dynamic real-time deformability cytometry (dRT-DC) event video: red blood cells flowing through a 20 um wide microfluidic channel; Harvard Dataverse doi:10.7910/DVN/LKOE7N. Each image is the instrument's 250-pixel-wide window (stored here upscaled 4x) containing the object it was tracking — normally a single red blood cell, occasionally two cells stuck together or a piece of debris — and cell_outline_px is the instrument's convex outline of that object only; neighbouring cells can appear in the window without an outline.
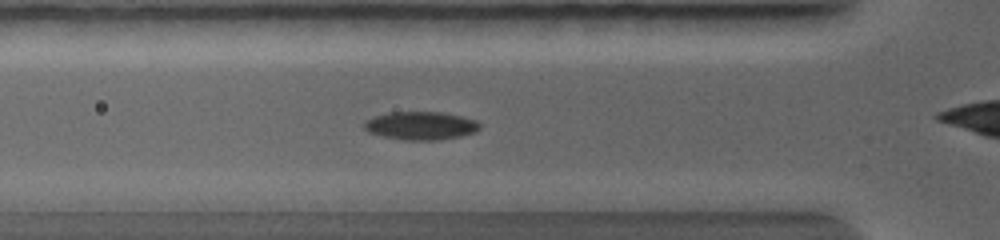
{"species": "common noctule bat (a hibernating species)", "species_latin": "Nyctalus noctula", "temperature_condition": "warm", "stored_images_in_passage": 3, "camera_frame_rate_fps": 5000, "um_per_image_px": 0.085, "animal": {"sex": "female", "body_mass_g": 19.0, "forearm_length_mm": 56.7}, "frame": {"image": 1, "passage_image": 3, "time_ms": 1.0, "image_size_px": [1000, 240], "cell_outline_px": [[480, 128], [472, 132], [456, 136], [432, 140], [412, 140], [388, 136], [372, 132], [364, 128], [364, 124], [368, 120], [392, 112], [432, 112], [460, 116], [472, 120], [480, 124]], "centroid_in_image_um": [35.78, 10.67], "position_along_channel_um": 90.0, "area_um2": 17.74}}